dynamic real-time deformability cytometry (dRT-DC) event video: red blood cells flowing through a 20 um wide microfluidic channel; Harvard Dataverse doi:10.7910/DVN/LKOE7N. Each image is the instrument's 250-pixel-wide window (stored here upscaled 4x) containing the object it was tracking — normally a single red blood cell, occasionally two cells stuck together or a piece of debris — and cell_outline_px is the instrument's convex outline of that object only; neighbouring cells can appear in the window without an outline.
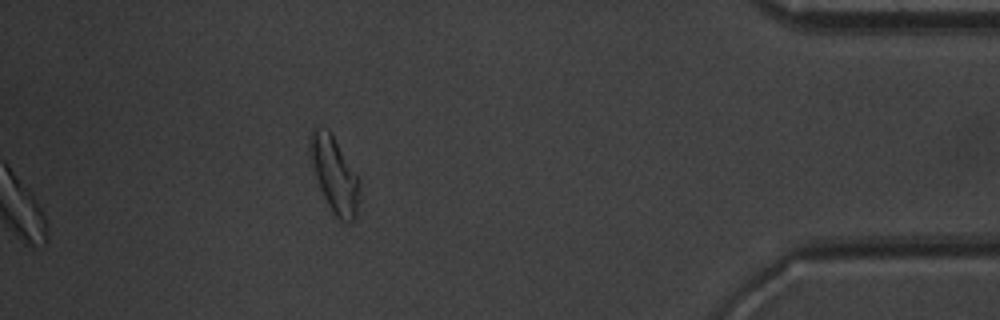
{"species": "common noctule bat (a hibernating species)", "species_latin": "Nyctalus noctula", "temperature_condition": "warm", "stored_images_in_passage": 36, "segment_of_instrument_passage": [2, 2], "camera_frame_rate_fps": 3000, "um_per_image_px": 0.085, "animal": {"sex": "male", "body_mass_g": 20.1, "forearm_length_mm": 53.5}, "frame": {"image": 1, "passage_image": 36, "time_ms": 11.667, "image_size_px": [1000, 320], "cell_outline_px": [[360, 184], [356, 216], [352, 220], [340, 220], [332, 212], [320, 188], [308, 152], [308, 136], [312, 128], [328, 128], [356, 172], [360, 180]], "centroid_in_image_um": [28.4, 14.77], "position_along_channel_um": 406.8, "area_um2": 21.68}}